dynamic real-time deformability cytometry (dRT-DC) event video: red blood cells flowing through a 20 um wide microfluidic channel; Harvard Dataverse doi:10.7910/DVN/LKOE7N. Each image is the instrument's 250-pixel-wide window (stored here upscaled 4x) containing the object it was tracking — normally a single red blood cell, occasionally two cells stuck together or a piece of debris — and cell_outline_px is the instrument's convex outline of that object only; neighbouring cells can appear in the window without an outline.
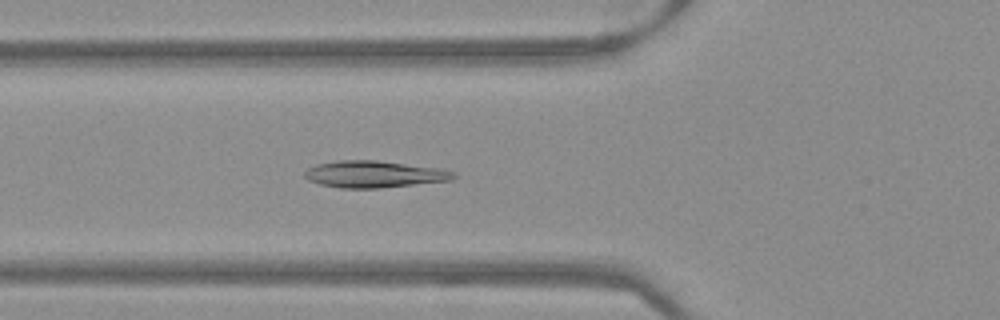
{"species": "Egyptian fruit bat (a non-hibernating species)", "species_latin": "Rousettus aegyptiacus", "temperature_condition": "warm", "stored_images_in_passage": 51, "camera_frame_rate_fps": 3000, "um_per_image_px": 0.085, "frame": {"image": 1, "passage_image": 19, "time_ms": 6.0, "image_size_px": [1000, 320], "cell_outline_px": [[456, 176], [452, 180], [380, 188], [340, 188], [320, 184], [308, 180], [304, 176], [304, 172], [308, 168], [316, 164], [336, 160], [376, 160], [444, 168], [456, 172]], "centroid_in_image_um": [31.83, 14.8], "position_along_channel_um": 94.0, "area_um2": 23.52}}
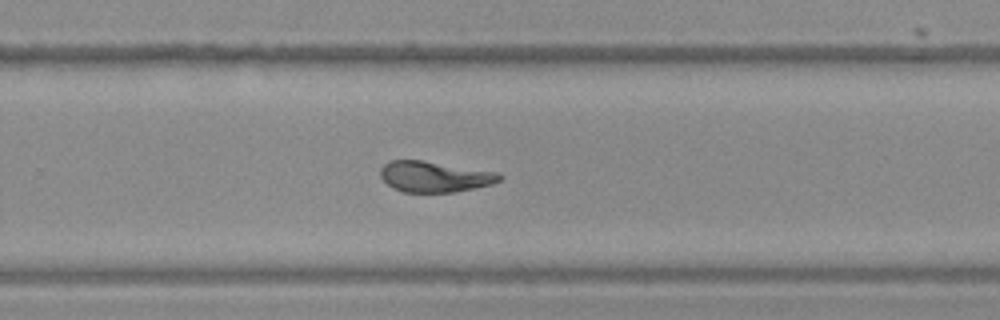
{"frame": {"image": 2, "passage_image": 34, "time_ms": 11.0, "image_size_px": [1000, 320], "cell_outline_px": [[504, 176], [500, 180], [492, 184], [476, 188], [452, 192], [404, 192], [392, 188], [380, 176], [380, 168], [388, 160], [420, 160], [500, 172]], "centroid_in_image_um": [36.95, 15.01], "position_along_channel_um": 292.8, "area_um2": 21.5}}
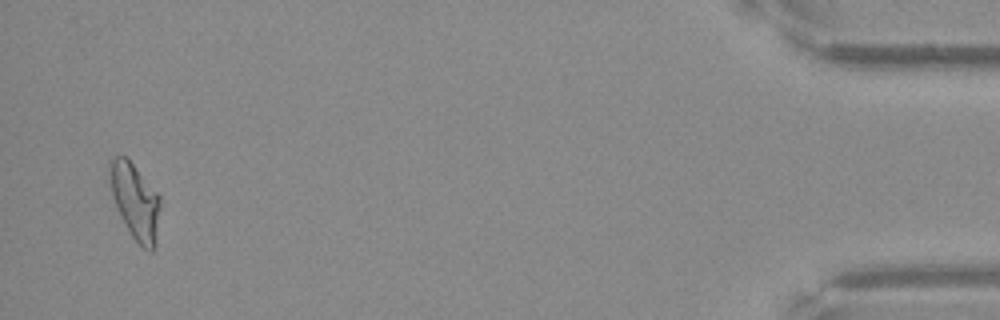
{"frame": {"image": 3, "passage_image": 50, "time_ms": 16.333, "image_size_px": [1000, 320], "cell_outline_px": [[160, 208], [156, 244], [152, 252], [148, 252], [132, 236], [120, 216], [112, 196], [108, 168], [108, 160], [116, 156], [124, 156], [132, 164], [160, 196]], "centroid_in_image_um": [11.48, 17.13], "position_along_channel_um": 423.7, "area_um2": 22.14}}